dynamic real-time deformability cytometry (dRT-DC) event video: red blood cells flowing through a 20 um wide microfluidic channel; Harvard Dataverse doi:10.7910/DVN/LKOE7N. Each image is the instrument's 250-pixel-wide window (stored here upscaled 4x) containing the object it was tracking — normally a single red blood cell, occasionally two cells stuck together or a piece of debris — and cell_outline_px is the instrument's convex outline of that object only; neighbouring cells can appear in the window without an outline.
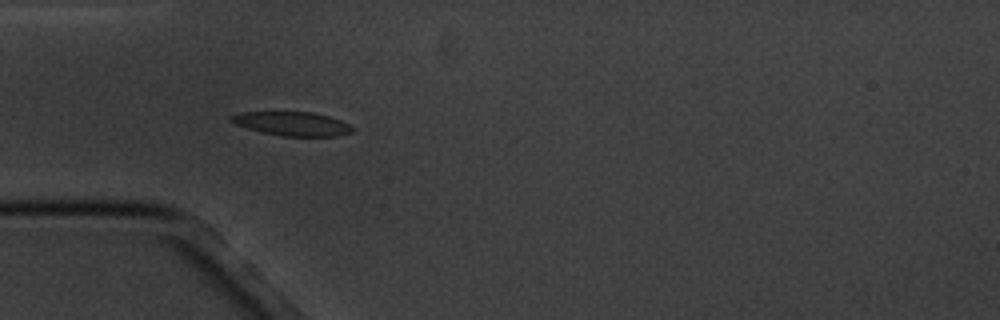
{"species": "common noctule bat (a hibernating species)", "species_latin": "Nyctalus noctula", "temperature_condition": "cold", "stored_images_in_passage": 2, "camera_frame_rate_fps": 3000, "um_per_image_px": 0.085, "animal": {"sex": "male", "body_mass_g": 20.1, "forearm_length_mm": 53.5}, "frame": {"image": 1, "passage_image": 1, "time_ms": 0.0, "image_size_px": [1000, 320], "cell_outline_px": [[356, 128], [352, 132], [336, 136], [284, 136], [264, 132], [248, 128], [236, 124], [228, 120], [228, 116], [240, 112], [312, 112], [328, 116], [340, 120]], "centroid_in_image_um": [24.83, 10.51], "position_along_channel_um": 60.2, "area_um2": 16.82}}
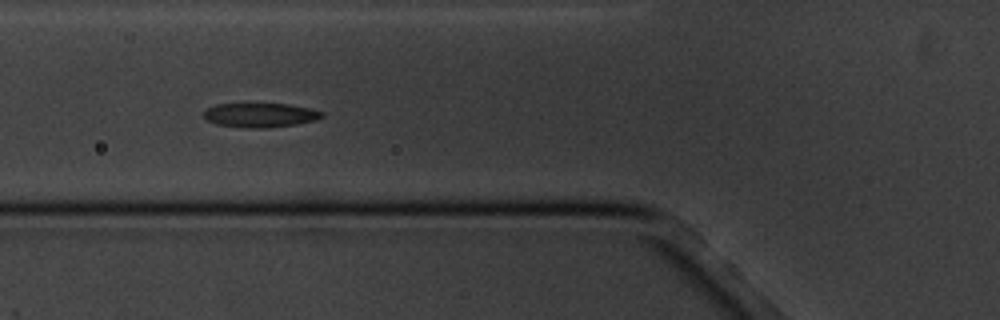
{"frame": {"image": 2, "passage_image": 2, "time_ms": 1.333, "image_size_px": [1000, 320], "cell_outline_px": [[324, 116], [316, 120], [296, 124], [268, 128], [244, 128], [216, 124], [208, 120], [204, 116], [204, 112], [208, 108], [216, 104], [288, 104], [308, 108], [324, 112]], "centroid_in_image_um": [22.14, 9.79], "position_along_channel_um": 103.7, "area_um2": 16.65}}